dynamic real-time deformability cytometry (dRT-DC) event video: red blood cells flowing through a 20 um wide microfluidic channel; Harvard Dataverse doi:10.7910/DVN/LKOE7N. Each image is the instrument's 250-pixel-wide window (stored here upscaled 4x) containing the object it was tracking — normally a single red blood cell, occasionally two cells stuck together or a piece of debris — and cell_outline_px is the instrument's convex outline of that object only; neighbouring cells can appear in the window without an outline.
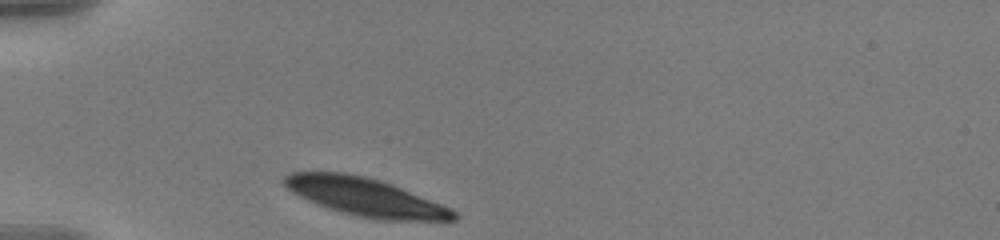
{"species": "human", "species_latin": "Homo sapiens", "temperature_condition": "warm", "stored_images_in_passage": 34, "camera_frame_rate_fps": 3000, "um_per_image_px": 0.085, "donor": {"sex": "male"}, "frame": {"image": 1, "passage_image": 1, "time_ms": 0.0, "image_size_px": [1000, 240], "cell_outline_px": [[460, 216], [456, 220], [376, 220], [356, 216], [340, 212], [316, 204], [292, 192], [280, 180], [284, 176], [292, 172], [344, 172], [364, 176], [380, 180], [392, 184], [452, 208]], "centroid_in_image_um": [31.06, 16.75], "position_along_channel_um": 53.9, "area_um2": 37.69}}
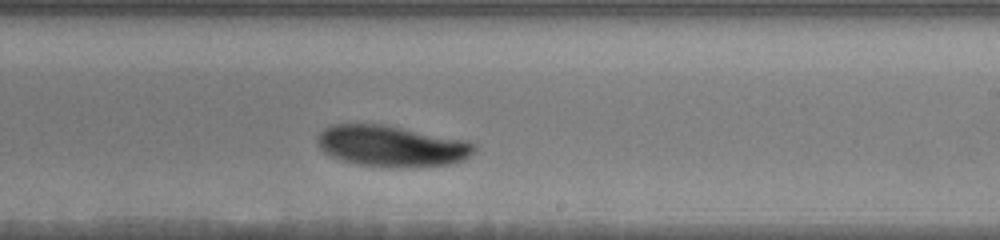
{"frame": {"image": 2, "passage_image": 20, "time_ms": 6.333, "image_size_px": [1000, 240], "cell_outline_px": [[476, 148], [464, 160], [448, 164], [408, 168], [388, 168], [352, 164], [328, 156], [316, 144], [316, 136], [324, 128], [332, 124], [384, 124], [468, 140], [476, 144]], "centroid_in_image_um": [33.24, 12.43], "position_along_channel_um": 255.8, "area_um2": 38.44}}
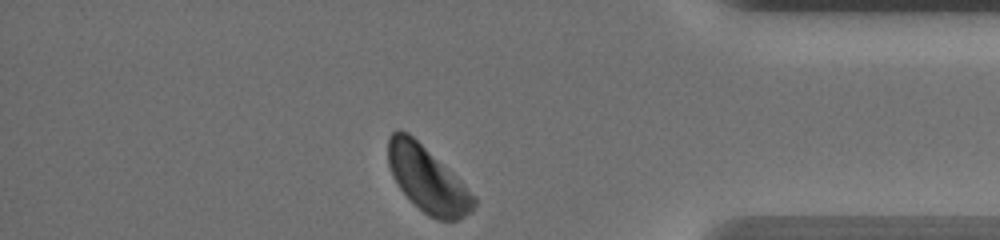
{"frame": {"image": 3, "passage_image": 34, "time_ms": 11.0, "image_size_px": [1000, 240], "cell_outline_px": [[476, 204], [464, 216], [456, 220], [436, 220], [428, 216], [400, 188], [392, 176], [388, 164], [388, 136], [396, 128], [400, 128], [408, 132], [464, 184], [476, 196]], "centroid_in_image_um": [36.3, 15.22], "position_along_channel_um": 398.9, "area_um2": 32.25}, "authors_computed_cell_mechanics": {"area_um2": 38.2058, "velocity_mm_per_s": 3.4901, "shape_relaxation_time_tau1_ms": 1.5531, "shape_relaxation_time_tau2_ms": null, "deformation_change_tau1": 0.0882, "deformation_change_tau2": null}}